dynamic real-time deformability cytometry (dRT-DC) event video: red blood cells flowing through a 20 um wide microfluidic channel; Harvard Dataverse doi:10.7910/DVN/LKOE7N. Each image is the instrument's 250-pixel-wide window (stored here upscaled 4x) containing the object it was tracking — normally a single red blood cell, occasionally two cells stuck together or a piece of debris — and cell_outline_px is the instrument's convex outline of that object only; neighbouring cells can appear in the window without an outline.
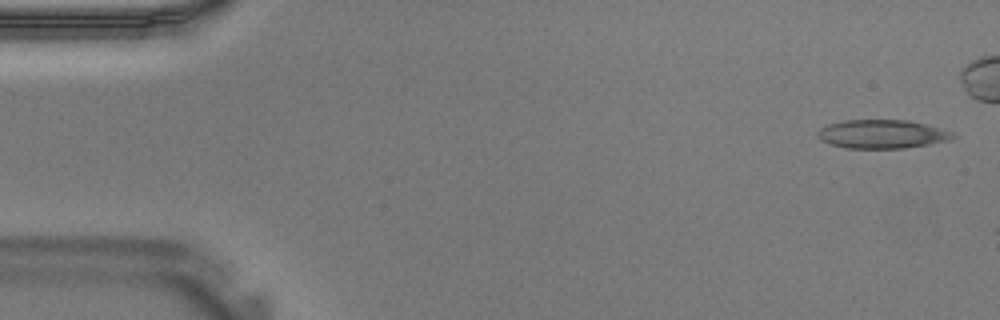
{"species": "Egyptian fruit bat (a non-hibernating species)", "species_latin": "Rousettus aegyptiacus", "temperature_condition": "warm", "stored_images_in_passage": 2, "camera_frame_rate_fps": 3000, "um_per_image_px": 0.085, "animal": {"sex": "male"}, "frame": {"image": 1, "passage_image": 1, "time_ms": 0.0, "image_size_px": [1000, 320], "cell_outline_px": [[960, 136], [952, 140], [904, 148], [844, 148], [828, 144], [820, 140], [816, 136], [816, 132], [820, 128], [828, 124], [844, 120], [908, 120], [928, 124], [952, 132]], "centroid_in_image_um": [74.98, 11.4], "position_along_channel_um": 10.0, "area_um2": 22.95}}